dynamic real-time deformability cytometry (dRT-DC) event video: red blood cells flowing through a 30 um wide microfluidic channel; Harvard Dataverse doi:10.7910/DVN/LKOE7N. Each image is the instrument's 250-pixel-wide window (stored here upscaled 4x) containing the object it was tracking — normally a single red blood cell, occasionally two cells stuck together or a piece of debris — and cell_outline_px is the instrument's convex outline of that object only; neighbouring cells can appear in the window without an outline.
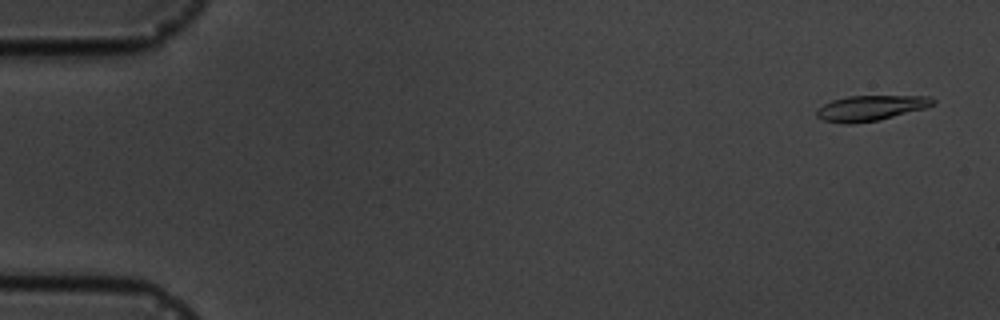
{"species": "common noctule bat (a hibernating species)", "species_latin": "Nyctalus noctula", "temperature_condition": "cold", "stored_images_in_passage": 5, "camera_frame_rate_fps": 3000, "um_per_image_px": 0.085, "animal": {"sex": "male", "body_mass_g": 19.5, "forearm_length_mm": 54.6}, "frame": {"image": 1, "passage_image": 1, "time_ms": 0.0, "image_size_px": [1000, 320], "cell_outline_px": [[936, 104], [928, 108], [876, 120], [852, 124], [844, 124], [824, 120], [816, 116], [816, 108], [832, 100], [848, 96], [932, 96], [936, 100]], "centroid_in_image_um": [74.04, 9.17], "position_along_channel_um": 11.0, "area_um2": 17.28}}
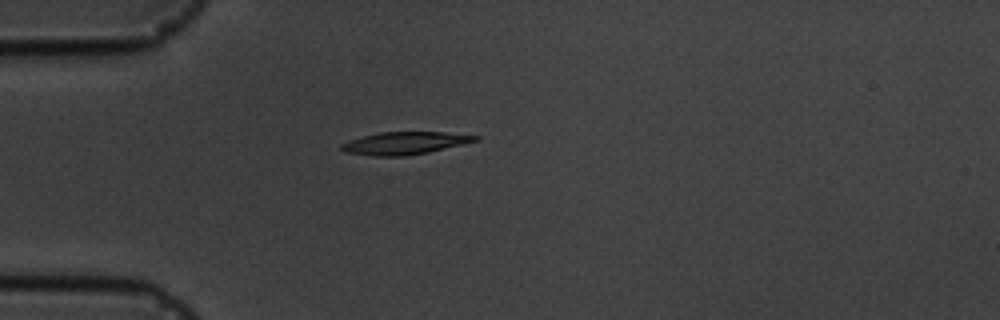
{"frame": {"image": 2, "passage_image": 5, "time_ms": 4.333, "image_size_px": [1000, 320], "cell_outline_px": [[480, 136], [476, 140], [464, 144], [428, 152], [404, 156], [372, 156], [344, 152], [340, 148], [340, 144], [348, 140], [380, 132], [444, 132]], "centroid_in_image_um": [34.35, 12.17], "position_along_channel_um": 50.6, "area_um2": 17.51}}